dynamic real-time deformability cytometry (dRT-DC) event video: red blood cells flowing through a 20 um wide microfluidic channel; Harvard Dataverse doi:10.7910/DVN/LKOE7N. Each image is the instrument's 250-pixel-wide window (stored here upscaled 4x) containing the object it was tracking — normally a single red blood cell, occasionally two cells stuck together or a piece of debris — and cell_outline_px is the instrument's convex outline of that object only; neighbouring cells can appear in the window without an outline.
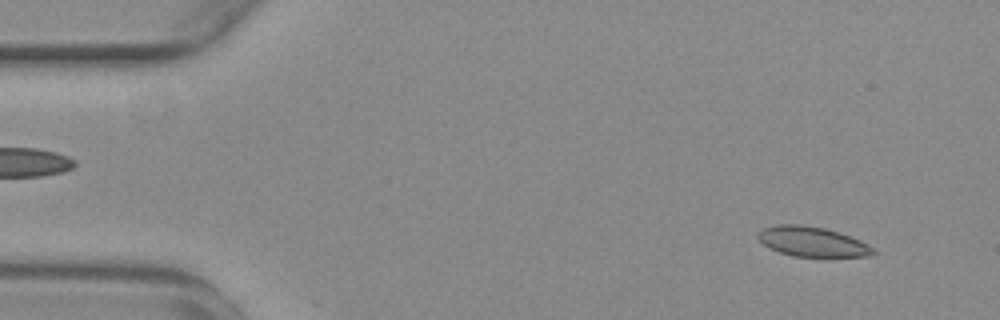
{"species": "common noctule bat (a hibernating species)", "species_latin": "Nyctalus noctula", "temperature_condition": "warm", "stored_images_in_passage": 53, "camera_frame_rate_fps": 3000, "um_per_image_px": 0.085, "animal": {"sex": "female", "body_mass_g": 29.2, "forearm_length_mm": 56.3}, "frame": {"image": 1, "passage_image": 4, "time_ms": 1.0, "image_size_px": [1000, 320], "cell_outline_px": [[876, 252], [868, 256], [828, 260], [792, 256], [768, 248], [756, 236], [756, 232], [764, 228], [776, 224], [800, 224], [824, 228], [840, 232], [860, 240], [868, 244]], "centroid_in_image_um": [69.08, 20.59], "position_along_channel_um": 15.9, "area_um2": 21.1}}
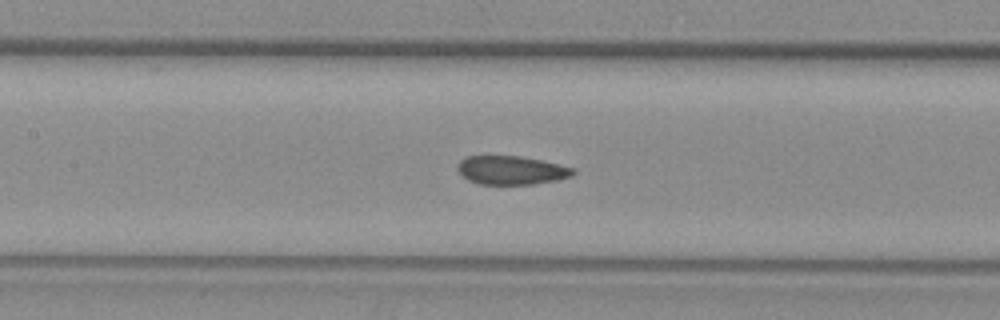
{"frame": {"image": 2, "passage_image": 24, "time_ms": 7.667, "image_size_px": [1000, 320], "cell_outline_px": [[576, 172], [572, 176], [556, 180], [532, 184], [480, 184], [468, 180], [456, 168], [456, 164], [464, 156], [520, 156], [540, 160], [576, 168]], "centroid_in_image_um": [43.46, 14.46], "position_along_channel_um": 163.9, "area_um2": 19.31}}
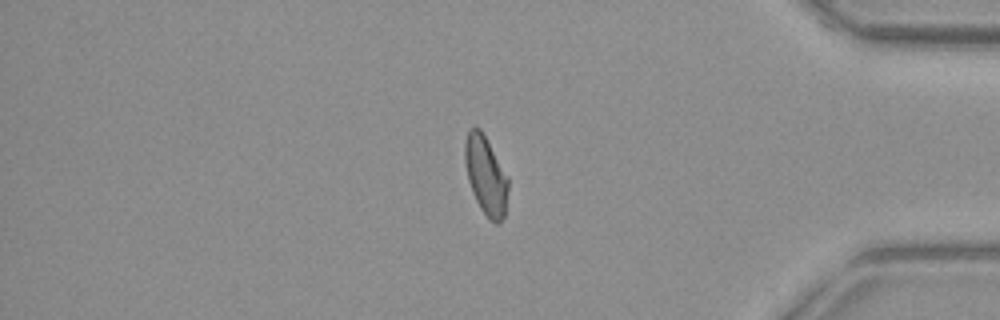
{"frame": {"image": 3, "passage_image": 45, "time_ms": 14.667, "image_size_px": [1000, 320], "cell_outline_px": [[508, 188], [504, 216], [496, 224], [480, 208], [472, 192], [468, 180], [464, 160], [464, 144], [468, 132], [476, 124], [480, 128], [508, 176]], "centroid_in_image_um": [41.27, 14.87], "position_along_channel_um": 393.9, "area_um2": 19.59}, "authors_computed_cell_mechanics": {"area_um2": 20.23, "velocity_mm_per_s": 3.7574, "shape_relaxation_time_tau1_ms": null, "shape_relaxation_time_tau2_ms": 1.3488, "deformation_change_tau1": null, "deformation_change_tau2": 0.0797}}